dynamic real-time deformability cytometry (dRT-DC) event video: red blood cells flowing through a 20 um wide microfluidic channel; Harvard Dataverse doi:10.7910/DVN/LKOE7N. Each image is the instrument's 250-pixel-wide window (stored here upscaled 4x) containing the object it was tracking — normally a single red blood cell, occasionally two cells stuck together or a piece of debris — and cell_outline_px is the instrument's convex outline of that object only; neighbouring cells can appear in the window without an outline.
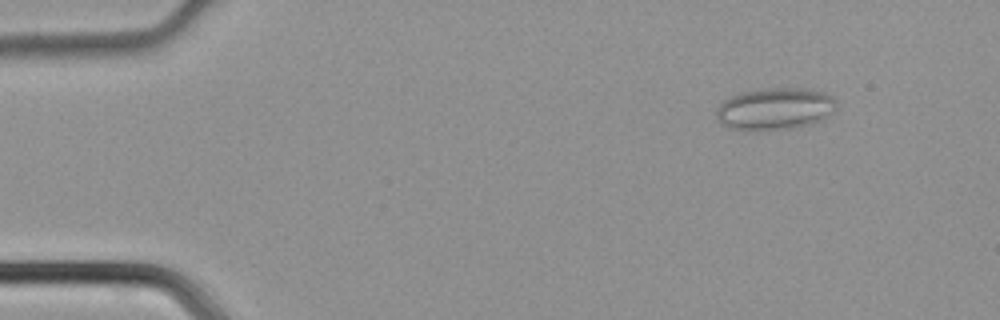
{"species": "common noctule bat (a hibernating species)", "species_latin": "Nyctalus noctula", "temperature_condition": "cold", "stored_images_in_passage": 43, "camera_frame_rate_fps": 3000, "um_per_image_px": 0.085, "animal": {"sex": "male", "body_mass_g": 21.5, "forearm_length_mm": 52.0}, "frame": {"image": 1, "passage_image": 3, "time_ms": 0.667, "image_size_px": [1000, 320], "cell_outline_px": [[836, 108], [828, 116], [812, 124], [796, 128], [760, 132], [744, 132], [728, 128], [720, 124], [716, 120], [716, 108], [724, 100], [732, 96], [744, 92], [768, 88], [804, 88], [820, 92], [832, 96], [836, 100]], "centroid_in_image_um": [65.82, 9.3], "position_along_channel_um": 19.2, "area_um2": 30.11}}
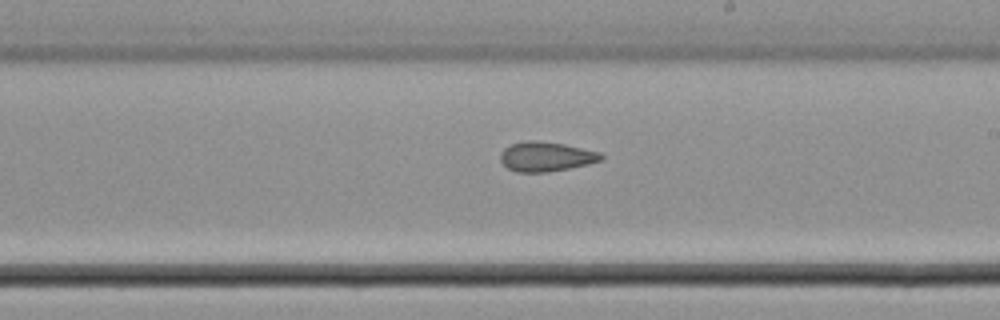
{"frame": {"image": 2, "passage_image": 24, "time_ms": 7.667, "image_size_px": [1000, 320], "cell_outline_px": [[604, 156], [600, 160], [588, 164], [548, 172], [516, 172], [508, 168], [500, 160], [500, 152], [504, 148], [512, 144], [528, 140], [536, 140], [564, 144], [600, 152]], "centroid_in_image_um": [46.39, 13.31], "position_along_channel_um": 242.6, "area_um2": 17.28}}
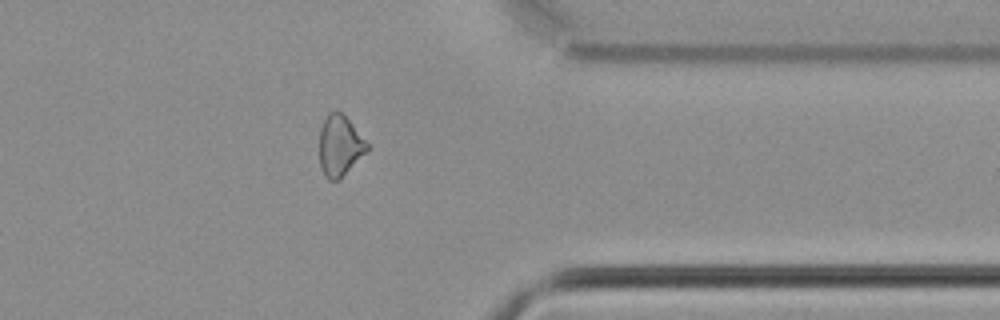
{"frame": {"image": 3, "passage_image": 34, "time_ms": 11.0, "image_size_px": [1000, 320], "cell_outline_px": [[372, 148], [340, 180], [328, 180], [324, 176], [320, 168], [320, 128], [328, 112], [336, 108], [352, 124]], "centroid_in_image_um": [28.9, 12.41], "position_along_channel_um": 382.5, "area_um2": 17.28}}